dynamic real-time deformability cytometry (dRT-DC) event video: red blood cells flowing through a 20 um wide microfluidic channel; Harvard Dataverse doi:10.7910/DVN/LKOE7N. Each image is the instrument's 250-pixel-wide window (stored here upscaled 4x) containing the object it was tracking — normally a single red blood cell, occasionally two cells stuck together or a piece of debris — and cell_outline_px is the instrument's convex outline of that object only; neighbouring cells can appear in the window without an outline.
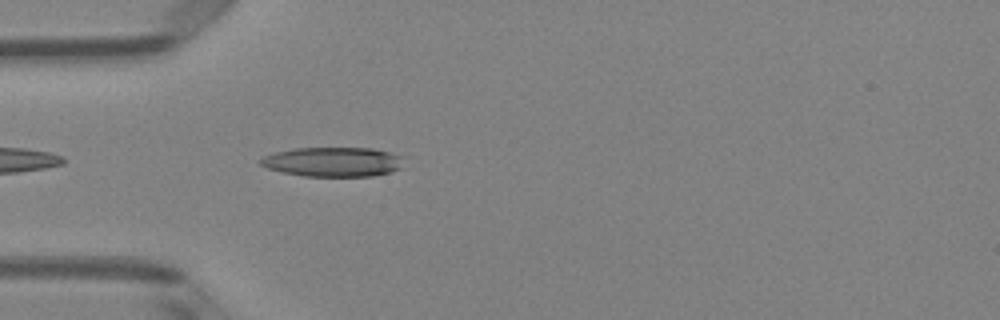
{"species": "Egyptian fruit bat (a non-hibernating species)", "species_latin": "Rousettus aegyptiacus", "temperature_condition": "room temperature", "stored_images_in_passage": 24, "camera_frame_rate_fps": 3000, "um_per_image_px": 0.085, "animal": {"sex": "female"}, "frame": {"image": 1, "passage_image": 3, "time_ms": 0.667, "image_size_px": [1000, 320], "cell_outline_px": [[400, 168], [392, 172], [372, 176], [304, 176], [280, 172], [268, 168], [260, 164], [260, 160], [264, 156], [276, 152], [292, 148], [372, 148], [388, 152], [400, 156]], "centroid_in_image_um": [28.26, 13.76], "position_along_channel_um": 56.7, "area_um2": 24.45}}
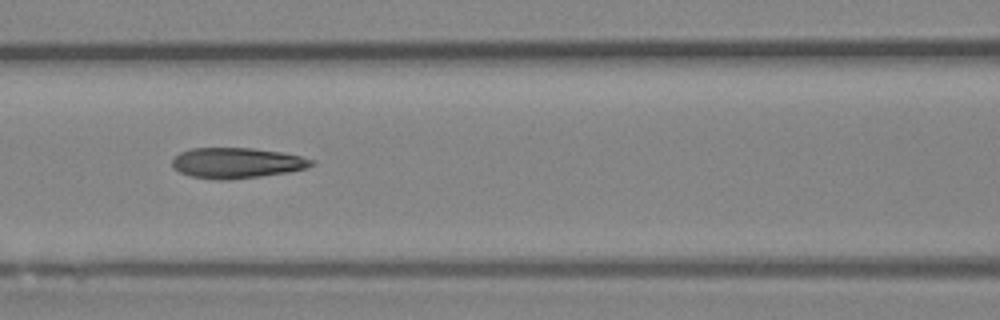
{"frame": {"image": 2, "passage_image": 10, "time_ms": 3.0, "image_size_px": [1000, 320], "cell_outline_px": [[316, 164], [308, 168], [288, 172], [260, 176], [224, 180], [220, 180], [192, 176], [180, 172], [172, 164], [172, 160], [180, 152], [192, 148], [252, 148], [284, 152], [316, 160]], "centroid_in_image_um": [20.19, 13.84], "position_along_channel_um": 146.4, "area_um2": 24.74}}
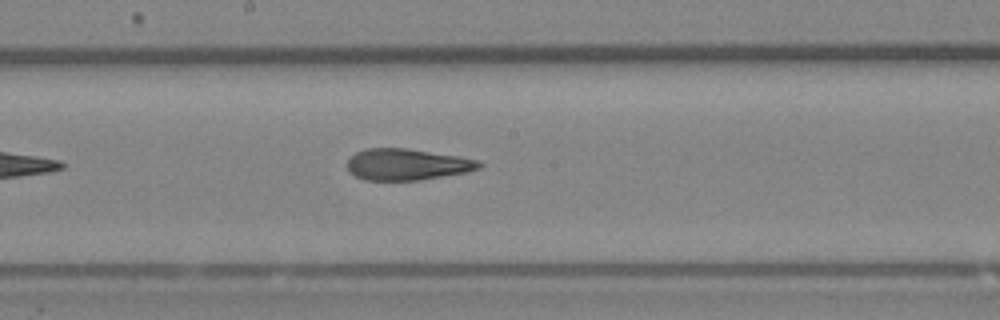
{"frame": {"image": 3, "passage_image": 15, "time_ms": 4.667, "image_size_px": [1000, 320], "cell_outline_px": [[484, 164], [480, 168], [468, 172], [420, 180], [364, 180], [348, 172], [348, 160], [356, 152], [364, 148], [408, 148], [460, 156], [480, 160]], "centroid_in_image_um": [34.64, 13.97], "position_along_channel_um": 213.6, "area_um2": 24.39}}